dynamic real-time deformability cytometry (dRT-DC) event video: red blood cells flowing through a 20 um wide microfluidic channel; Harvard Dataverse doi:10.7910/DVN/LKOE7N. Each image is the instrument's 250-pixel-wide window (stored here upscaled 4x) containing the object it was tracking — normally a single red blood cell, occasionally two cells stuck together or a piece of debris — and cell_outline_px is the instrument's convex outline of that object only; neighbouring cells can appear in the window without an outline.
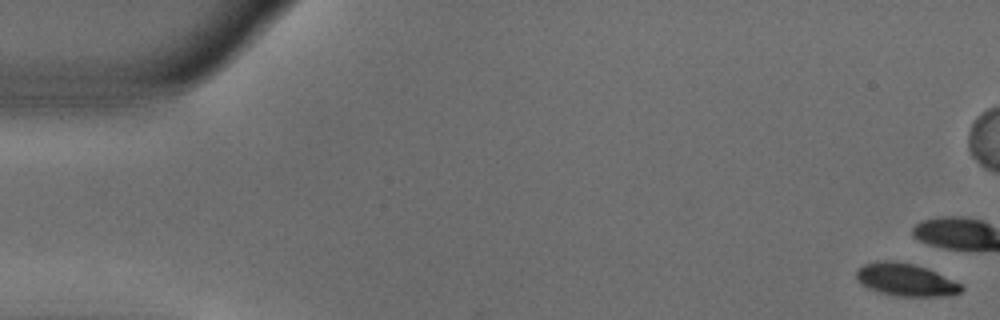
{"species": "common noctule bat (a hibernating species)", "species_latin": "Nyctalus noctula", "temperature_condition": "warm", "stored_images_in_passage": 9, "camera_frame_rate_fps": 3000, "um_per_image_px": 0.085, "animal": {"sex": "male", "body_mass_g": 18.8}, "frame": {"image": 1, "passage_image": 1, "time_ms": 0.0, "image_size_px": [1000, 320], "cell_outline_px": [[964, 288], [960, 292], [944, 296], [900, 296], [880, 292], [868, 288], [856, 280], [856, 272], [864, 264], [876, 260], [892, 260], [912, 264], [936, 272], [960, 284]], "centroid_in_image_um": [76.94, 23.77], "position_along_channel_um": 8.1, "area_um2": 19.65}}